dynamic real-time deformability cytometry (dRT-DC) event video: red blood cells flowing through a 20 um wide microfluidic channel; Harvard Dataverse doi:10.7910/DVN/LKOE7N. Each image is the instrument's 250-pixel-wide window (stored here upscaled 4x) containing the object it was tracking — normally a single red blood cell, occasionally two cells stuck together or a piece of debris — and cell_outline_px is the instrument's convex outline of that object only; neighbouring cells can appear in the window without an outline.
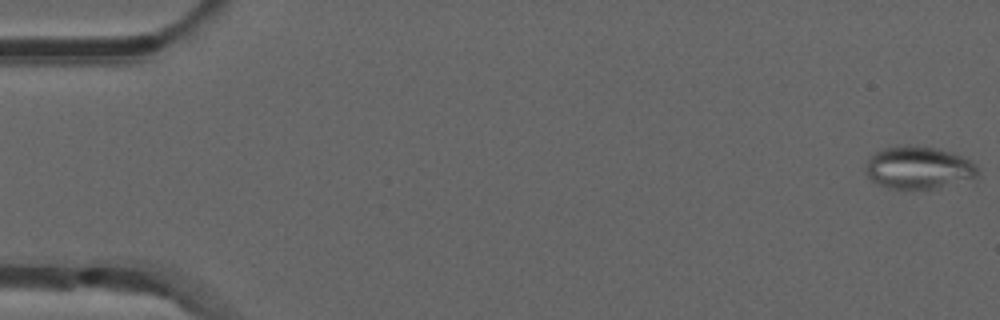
{"species": "common noctule bat (a hibernating species)", "species_latin": "Nyctalus noctula", "temperature_condition": "room temperature", "stored_images_in_passage": 52, "camera_frame_rate_fps": 3000, "um_per_image_px": 0.085, "animal": {"sex": "male", "forearm_length_mm": 52.5}, "frame": {"image": 1, "passage_image": 1, "time_ms": 0.0, "image_size_px": [1000, 320], "cell_outline_px": [[980, 176], [932, 188], [888, 188], [876, 184], [864, 172], [864, 168], [872, 152], [880, 148], [908, 144], [936, 148], [960, 156], [976, 164], [980, 172]], "centroid_in_image_um": [78.0, 14.22], "position_along_channel_um": 7.0, "area_um2": 27.74}}
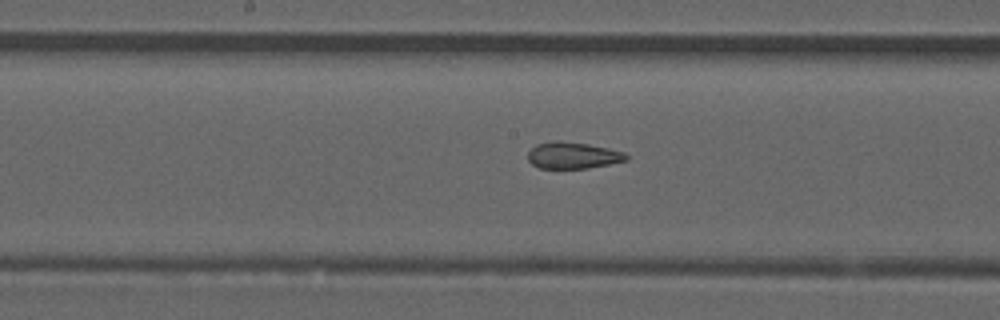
{"frame": {"image": 2, "passage_image": 27, "time_ms": 8.667, "image_size_px": [1000, 320], "cell_outline_px": [[628, 160], [588, 168], [540, 168], [532, 164], [528, 160], [528, 152], [536, 144], [556, 140], [560, 140], [588, 144], [608, 148], [624, 152], [628, 156]], "centroid_in_image_um": [48.68, 13.2], "position_along_channel_um": 199.5, "area_um2": 15.2}}
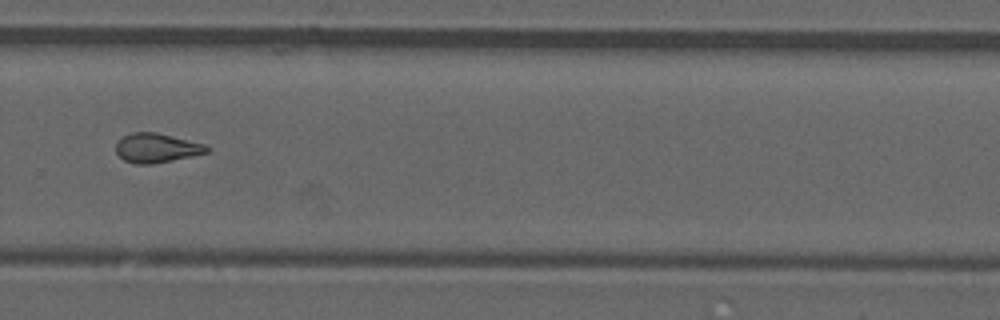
{"frame": {"image": 3, "passage_image": 36, "time_ms": 11.667, "image_size_px": [1000, 320], "cell_outline_px": [[212, 148], [208, 152], [172, 160], [152, 164], [136, 164], [124, 160], [116, 152], [116, 144], [124, 136], [132, 132], [156, 132], [204, 144]], "centroid_in_image_um": [13.31, 12.58], "position_along_channel_um": 316.5, "area_um2": 15.32}, "authors_computed_cell_mechanics": {"area_um2": 16.0973, "velocity_mm_per_s": 3.92, "shape_relaxation_time_tau1_ms": null, "shape_relaxation_time_tau2_ms": 1.9046, "deformation_change_tau1": null, "deformation_change_tau2": 0.0926}}